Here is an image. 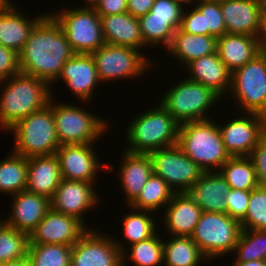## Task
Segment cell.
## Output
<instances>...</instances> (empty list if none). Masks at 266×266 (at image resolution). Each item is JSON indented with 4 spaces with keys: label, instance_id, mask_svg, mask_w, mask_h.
Masks as SVG:
<instances>
[{
    "label": "cell",
    "instance_id": "cell-1",
    "mask_svg": "<svg viewBox=\"0 0 266 266\" xmlns=\"http://www.w3.org/2000/svg\"><path fill=\"white\" fill-rule=\"evenodd\" d=\"M74 54L60 24L47 13L31 30L19 53L20 70L21 73L35 76L52 86L64 63Z\"/></svg>",
    "mask_w": 266,
    "mask_h": 266
},
{
    "label": "cell",
    "instance_id": "cell-19",
    "mask_svg": "<svg viewBox=\"0 0 266 266\" xmlns=\"http://www.w3.org/2000/svg\"><path fill=\"white\" fill-rule=\"evenodd\" d=\"M194 5L190 10L183 8L179 27L182 31L196 35H211L216 38L227 33L220 2L199 0Z\"/></svg>",
    "mask_w": 266,
    "mask_h": 266
},
{
    "label": "cell",
    "instance_id": "cell-53",
    "mask_svg": "<svg viewBox=\"0 0 266 266\" xmlns=\"http://www.w3.org/2000/svg\"><path fill=\"white\" fill-rule=\"evenodd\" d=\"M261 13H266V0H259Z\"/></svg>",
    "mask_w": 266,
    "mask_h": 266
},
{
    "label": "cell",
    "instance_id": "cell-31",
    "mask_svg": "<svg viewBox=\"0 0 266 266\" xmlns=\"http://www.w3.org/2000/svg\"><path fill=\"white\" fill-rule=\"evenodd\" d=\"M170 237L168 242L163 239V265L199 266L200 261L208 260L191 237Z\"/></svg>",
    "mask_w": 266,
    "mask_h": 266
},
{
    "label": "cell",
    "instance_id": "cell-3",
    "mask_svg": "<svg viewBox=\"0 0 266 266\" xmlns=\"http://www.w3.org/2000/svg\"><path fill=\"white\" fill-rule=\"evenodd\" d=\"M157 105L131 121L125 132L129 143L125 151L148 154L177 144L180 124L160 103Z\"/></svg>",
    "mask_w": 266,
    "mask_h": 266
},
{
    "label": "cell",
    "instance_id": "cell-17",
    "mask_svg": "<svg viewBox=\"0 0 266 266\" xmlns=\"http://www.w3.org/2000/svg\"><path fill=\"white\" fill-rule=\"evenodd\" d=\"M93 182L62 179L53 197L50 199L51 208L67 216L80 220L87 228L83 217L85 211L95 208L100 203L98 192ZM84 218V219H83Z\"/></svg>",
    "mask_w": 266,
    "mask_h": 266
},
{
    "label": "cell",
    "instance_id": "cell-33",
    "mask_svg": "<svg viewBox=\"0 0 266 266\" xmlns=\"http://www.w3.org/2000/svg\"><path fill=\"white\" fill-rule=\"evenodd\" d=\"M175 193L164 179L153 173L138 198L127 207L155 213L160 208H165Z\"/></svg>",
    "mask_w": 266,
    "mask_h": 266
},
{
    "label": "cell",
    "instance_id": "cell-30",
    "mask_svg": "<svg viewBox=\"0 0 266 266\" xmlns=\"http://www.w3.org/2000/svg\"><path fill=\"white\" fill-rule=\"evenodd\" d=\"M169 55L186 67L192 61L217 52V38L211 35L189 34L177 28L169 47Z\"/></svg>",
    "mask_w": 266,
    "mask_h": 266
},
{
    "label": "cell",
    "instance_id": "cell-21",
    "mask_svg": "<svg viewBox=\"0 0 266 266\" xmlns=\"http://www.w3.org/2000/svg\"><path fill=\"white\" fill-rule=\"evenodd\" d=\"M8 2L0 5V44L8 49L20 53L28 40L31 30L36 23L45 15L36 18L19 13L20 10Z\"/></svg>",
    "mask_w": 266,
    "mask_h": 266
},
{
    "label": "cell",
    "instance_id": "cell-28",
    "mask_svg": "<svg viewBox=\"0 0 266 266\" xmlns=\"http://www.w3.org/2000/svg\"><path fill=\"white\" fill-rule=\"evenodd\" d=\"M105 43L129 46L140 50L146 44L142 38L139 21L129 12L100 16Z\"/></svg>",
    "mask_w": 266,
    "mask_h": 266
},
{
    "label": "cell",
    "instance_id": "cell-25",
    "mask_svg": "<svg viewBox=\"0 0 266 266\" xmlns=\"http://www.w3.org/2000/svg\"><path fill=\"white\" fill-rule=\"evenodd\" d=\"M185 69L190 72L188 79L212 89L220 97L226 93L228 95L232 72L222 62L217 52L192 61Z\"/></svg>",
    "mask_w": 266,
    "mask_h": 266
},
{
    "label": "cell",
    "instance_id": "cell-42",
    "mask_svg": "<svg viewBox=\"0 0 266 266\" xmlns=\"http://www.w3.org/2000/svg\"><path fill=\"white\" fill-rule=\"evenodd\" d=\"M182 11L183 7L175 0H155L149 14L169 18V24L176 30L180 27Z\"/></svg>",
    "mask_w": 266,
    "mask_h": 266
},
{
    "label": "cell",
    "instance_id": "cell-52",
    "mask_svg": "<svg viewBox=\"0 0 266 266\" xmlns=\"http://www.w3.org/2000/svg\"><path fill=\"white\" fill-rule=\"evenodd\" d=\"M177 3H179L183 8L184 7H186V6H184V5H190V4H193V6H194V2H195V4H196V2L197 1H199V0H175ZM194 1V2H193Z\"/></svg>",
    "mask_w": 266,
    "mask_h": 266
},
{
    "label": "cell",
    "instance_id": "cell-46",
    "mask_svg": "<svg viewBox=\"0 0 266 266\" xmlns=\"http://www.w3.org/2000/svg\"><path fill=\"white\" fill-rule=\"evenodd\" d=\"M100 16L127 12V0H101L95 8Z\"/></svg>",
    "mask_w": 266,
    "mask_h": 266
},
{
    "label": "cell",
    "instance_id": "cell-12",
    "mask_svg": "<svg viewBox=\"0 0 266 266\" xmlns=\"http://www.w3.org/2000/svg\"><path fill=\"white\" fill-rule=\"evenodd\" d=\"M148 154L153 173L164 179L176 193L186 192L204 173L177 144Z\"/></svg>",
    "mask_w": 266,
    "mask_h": 266
},
{
    "label": "cell",
    "instance_id": "cell-23",
    "mask_svg": "<svg viewBox=\"0 0 266 266\" xmlns=\"http://www.w3.org/2000/svg\"><path fill=\"white\" fill-rule=\"evenodd\" d=\"M220 7L228 34L257 36L261 18L259 0H224Z\"/></svg>",
    "mask_w": 266,
    "mask_h": 266
},
{
    "label": "cell",
    "instance_id": "cell-39",
    "mask_svg": "<svg viewBox=\"0 0 266 266\" xmlns=\"http://www.w3.org/2000/svg\"><path fill=\"white\" fill-rule=\"evenodd\" d=\"M234 252V262L265 261L266 230L242 229Z\"/></svg>",
    "mask_w": 266,
    "mask_h": 266
},
{
    "label": "cell",
    "instance_id": "cell-4",
    "mask_svg": "<svg viewBox=\"0 0 266 266\" xmlns=\"http://www.w3.org/2000/svg\"><path fill=\"white\" fill-rule=\"evenodd\" d=\"M177 145L204 172L219 171L231 157L213 119L180 124Z\"/></svg>",
    "mask_w": 266,
    "mask_h": 266
},
{
    "label": "cell",
    "instance_id": "cell-35",
    "mask_svg": "<svg viewBox=\"0 0 266 266\" xmlns=\"http://www.w3.org/2000/svg\"><path fill=\"white\" fill-rule=\"evenodd\" d=\"M130 210L131 213L129 212L121 219L123 237L130 243L129 245L153 237L158 228L154 217H152L155 213L135 208H130Z\"/></svg>",
    "mask_w": 266,
    "mask_h": 266
},
{
    "label": "cell",
    "instance_id": "cell-6",
    "mask_svg": "<svg viewBox=\"0 0 266 266\" xmlns=\"http://www.w3.org/2000/svg\"><path fill=\"white\" fill-rule=\"evenodd\" d=\"M163 95L159 103L179 124L211 119L205 114L221 99L212 89L187 77Z\"/></svg>",
    "mask_w": 266,
    "mask_h": 266
},
{
    "label": "cell",
    "instance_id": "cell-37",
    "mask_svg": "<svg viewBox=\"0 0 266 266\" xmlns=\"http://www.w3.org/2000/svg\"><path fill=\"white\" fill-rule=\"evenodd\" d=\"M29 234L3 222L0 225V265L27 257Z\"/></svg>",
    "mask_w": 266,
    "mask_h": 266
},
{
    "label": "cell",
    "instance_id": "cell-5",
    "mask_svg": "<svg viewBox=\"0 0 266 266\" xmlns=\"http://www.w3.org/2000/svg\"><path fill=\"white\" fill-rule=\"evenodd\" d=\"M8 131L15 137L13 152L25 158L50 156L60 147L52 110L49 103L25 118L19 120Z\"/></svg>",
    "mask_w": 266,
    "mask_h": 266
},
{
    "label": "cell",
    "instance_id": "cell-10",
    "mask_svg": "<svg viewBox=\"0 0 266 266\" xmlns=\"http://www.w3.org/2000/svg\"><path fill=\"white\" fill-rule=\"evenodd\" d=\"M75 53L91 54L105 44L100 15L95 8L74 7L53 14Z\"/></svg>",
    "mask_w": 266,
    "mask_h": 266
},
{
    "label": "cell",
    "instance_id": "cell-49",
    "mask_svg": "<svg viewBox=\"0 0 266 266\" xmlns=\"http://www.w3.org/2000/svg\"><path fill=\"white\" fill-rule=\"evenodd\" d=\"M1 266H31V264L29 258L25 257L8 263L1 264Z\"/></svg>",
    "mask_w": 266,
    "mask_h": 266
},
{
    "label": "cell",
    "instance_id": "cell-51",
    "mask_svg": "<svg viewBox=\"0 0 266 266\" xmlns=\"http://www.w3.org/2000/svg\"><path fill=\"white\" fill-rule=\"evenodd\" d=\"M86 4L83 8H96L101 0H83Z\"/></svg>",
    "mask_w": 266,
    "mask_h": 266
},
{
    "label": "cell",
    "instance_id": "cell-41",
    "mask_svg": "<svg viewBox=\"0 0 266 266\" xmlns=\"http://www.w3.org/2000/svg\"><path fill=\"white\" fill-rule=\"evenodd\" d=\"M240 223L242 229L266 230V188L250 191L248 209Z\"/></svg>",
    "mask_w": 266,
    "mask_h": 266
},
{
    "label": "cell",
    "instance_id": "cell-45",
    "mask_svg": "<svg viewBox=\"0 0 266 266\" xmlns=\"http://www.w3.org/2000/svg\"><path fill=\"white\" fill-rule=\"evenodd\" d=\"M19 73V54L0 44V82Z\"/></svg>",
    "mask_w": 266,
    "mask_h": 266
},
{
    "label": "cell",
    "instance_id": "cell-20",
    "mask_svg": "<svg viewBox=\"0 0 266 266\" xmlns=\"http://www.w3.org/2000/svg\"><path fill=\"white\" fill-rule=\"evenodd\" d=\"M11 197V212L4 222L18 231L30 234L51 208L50 199L26 190Z\"/></svg>",
    "mask_w": 266,
    "mask_h": 266
},
{
    "label": "cell",
    "instance_id": "cell-44",
    "mask_svg": "<svg viewBox=\"0 0 266 266\" xmlns=\"http://www.w3.org/2000/svg\"><path fill=\"white\" fill-rule=\"evenodd\" d=\"M256 171L259 188H266V135L257 143L248 155Z\"/></svg>",
    "mask_w": 266,
    "mask_h": 266
},
{
    "label": "cell",
    "instance_id": "cell-7",
    "mask_svg": "<svg viewBox=\"0 0 266 266\" xmlns=\"http://www.w3.org/2000/svg\"><path fill=\"white\" fill-rule=\"evenodd\" d=\"M54 100V101H53ZM52 110L58 141L61 145L96 143L99 136L105 135L108 122L95 116L81 106L69 103H54Z\"/></svg>",
    "mask_w": 266,
    "mask_h": 266
},
{
    "label": "cell",
    "instance_id": "cell-29",
    "mask_svg": "<svg viewBox=\"0 0 266 266\" xmlns=\"http://www.w3.org/2000/svg\"><path fill=\"white\" fill-rule=\"evenodd\" d=\"M261 52L256 36L226 33L217 38L218 56L231 72L244 66Z\"/></svg>",
    "mask_w": 266,
    "mask_h": 266
},
{
    "label": "cell",
    "instance_id": "cell-18",
    "mask_svg": "<svg viewBox=\"0 0 266 266\" xmlns=\"http://www.w3.org/2000/svg\"><path fill=\"white\" fill-rule=\"evenodd\" d=\"M59 79L81 102L91 99L94 88L101 83L93 56L85 53H75L67 60L55 81Z\"/></svg>",
    "mask_w": 266,
    "mask_h": 266
},
{
    "label": "cell",
    "instance_id": "cell-36",
    "mask_svg": "<svg viewBox=\"0 0 266 266\" xmlns=\"http://www.w3.org/2000/svg\"><path fill=\"white\" fill-rule=\"evenodd\" d=\"M122 252V266L131 261L135 266H160L163 264V241L156 233L153 237L128 246ZM127 250H130L129 253ZM127 259V260H126Z\"/></svg>",
    "mask_w": 266,
    "mask_h": 266
},
{
    "label": "cell",
    "instance_id": "cell-11",
    "mask_svg": "<svg viewBox=\"0 0 266 266\" xmlns=\"http://www.w3.org/2000/svg\"><path fill=\"white\" fill-rule=\"evenodd\" d=\"M91 55L102 83L143 76L153 65L138 49L129 46L105 43Z\"/></svg>",
    "mask_w": 266,
    "mask_h": 266
},
{
    "label": "cell",
    "instance_id": "cell-47",
    "mask_svg": "<svg viewBox=\"0 0 266 266\" xmlns=\"http://www.w3.org/2000/svg\"><path fill=\"white\" fill-rule=\"evenodd\" d=\"M155 0H127V12L133 17H141L150 12Z\"/></svg>",
    "mask_w": 266,
    "mask_h": 266
},
{
    "label": "cell",
    "instance_id": "cell-16",
    "mask_svg": "<svg viewBox=\"0 0 266 266\" xmlns=\"http://www.w3.org/2000/svg\"><path fill=\"white\" fill-rule=\"evenodd\" d=\"M89 229L80 220L50 208L29 234V244L73 246Z\"/></svg>",
    "mask_w": 266,
    "mask_h": 266
},
{
    "label": "cell",
    "instance_id": "cell-24",
    "mask_svg": "<svg viewBox=\"0 0 266 266\" xmlns=\"http://www.w3.org/2000/svg\"><path fill=\"white\" fill-rule=\"evenodd\" d=\"M165 209V230L171 236L191 237L202 214L200 206L183 192L175 193Z\"/></svg>",
    "mask_w": 266,
    "mask_h": 266
},
{
    "label": "cell",
    "instance_id": "cell-26",
    "mask_svg": "<svg viewBox=\"0 0 266 266\" xmlns=\"http://www.w3.org/2000/svg\"><path fill=\"white\" fill-rule=\"evenodd\" d=\"M122 164L118 170L121 189L125 192V200L130 206L140 195L142 188L153 174L149 154L131 153L123 150ZM122 165V166H121Z\"/></svg>",
    "mask_w": 266,
    "mask_h": 266
},
{
    "label": "cell",
    "instance_id": "cell-38",
    "mask_svg": "<svg viewBox=\"0 0 266 266\" xmlns=\"http://www.w3.org/2000/svg\"><path fill=\"white\" fill-rule=\"evenodd\" d=\"M72 246L29 244L27 257L31 266H70Z\"/></svg>",
    "mask_w": 266,
    "mask_h": 266
},
{
    "label": "cell",
    "instance_id": "cell-50",
    "mask_svg": "<svg viewBox=\"0 0 266 266\" xmlns=\"http://www.w3.org/2000/svg\"><path fill=\"white\" fill-rule=\"evenodd\" d=\"M231 266H266L265 261L263 260H255L249 262H232Z\"/></svg>",
    "mask_w": 266,
    "mask_h": 266
},
{
    "label": "cell",
    "instance_id": "cell-43",
    "mask_svg": "<svg viewBox=\"0 0 266 266\" xmlns=\"http://www.w3.org/2000/svg\"><path fill=\"white\" fill-rule=\"evenodd\" d=\"M250 191L230 188L226 196L227 214L237 221L241 222L246 215Z\"/></svg>",
    "mask_w": 266,
    "mask_h": 266
},
{
    "label": "cell",
    "instance_id": "cell-2",
    "mask_svg": "<svg viewBox=\"0 0 266 266\" xmlns=\"http://www.w3.org/2000/svg\"><path fill=\"white\" fill-rule=\"evenodd\" d=\"M52 88L46 81L24 73L0 82V128L9 130L19 120L44 108L54 96Z\"/></svg>",
    "mask_w": 266,
    "mask_h": 266
},
{
    "label": "cell",
    "instance_id": "cell-9",
    "mask_svg": "<svg viewBox=\"0 0 266 266\" xmlns=\"http://www.w3.org/2000/svg\"><path fill=\"white\" fill-rule=\"evenodd\" d=\"M229 93L241 112L266 117V51L232 72Z\"/></svg>",
    "mask_w": 266,
    "mask_h": 266
},
{
    "label": "cell",
    "instance_id": "cell-40",
    "mask_svg": "<svg viewBox=\"0 0 266 266\" xmlns=\"http://www.w3.org/2000/svg\"><path fill=\"white\" fill-rule=\"evenodd\" d=\"M142 38L146 46L162 44L167 49L175 29L169 24V18L152 17L149 13L138 18Z\"/></svg>",
    "mask_w": 266,
    "mask_h": 266
},
{
    "label": "cell",
    "instance_id": "cell-13",
    "mask_svg": "<svg viewBox=\"0 0 266 266\" xmlns=\"http://www.w3.org/2000/svg\"><path fill=\"white\" fill-rule=\"evenodd\" d=\"M112 238L108 233L89 229L72 246L70 266H122L125 244Z\"/></svg>",
    "mask_w": 266,
    "mask_h": 266
},
{
    "label": "cell",
    "instance_id": "cell-15",
    "mask_svg": "<svg viewBox=\"0 0 266 266\" xmlns=\"http://www.w3.org/2000/svg\"><path fill=\"white\" fill-rule=\"evenodd\" d=\"M92 145L93 143L61 145L56 150L62 179L93 182L96 187L97 171L114 170V166H107L98 161Z\"/></svg>",
    "mask_w": 266,
    "mask_h": 266
},
{
    "label": "cell",
    "instance_id": "cell-22",
    "mask_svg": "<svg viewBox=\"0 0 266 266\" xmlns=\"http://www.w3.org/2000/svg\"><path fill=\"white\" fill-rule=\"evenodd\" d=\"M229 184L219 171L204 172L186 193L202 211L227 214Z\"/></svg>",
    "mask_w": 266,
    "mask_h": 266
},
{
    "label": "cell",
    "instance_id": "cell-54",
    "mask_svg": "<svg viewBox=\"0 0 266 266\" xmlns=\"http://www.w3.org/2000/svg\"><path fill=\"white\" fill-rule=\"evenodd\" d=\"M9 0H0V5L8 2Z\"/></svg>",
    "mask_w": 266,
    "mask_h": 266
},
{
    "label": "cell",
    "instance_id": "cell-48",
    "mask_svg": "<svg viewBox=\"0 0 266 266\" xmlns=\"http://www.w3.org/2000/svg\"><path fill=\"white\" fill-rule=\"evenodd\" d=\"M256 37L262 51H266V13H261L260 28Z\"/></svg>",
    "mask_w": 266,
    "mask_h": 266
},
{
    "label": "cell",
    "instance_id": "cell-32",
    "mask_svg": "<svg viewBox=\"0 0 266 266\" xmlns=\"http://www.w3.org/2000/svg\"><path fill=\"white\" fill-rule=\"evenodd\" d=\"M11 153L0 161V193L13 196L26 190L28 159L13 151Z\"/></svg>",
    "mask_w": 266,
    "mask_h": 266
},
{
    "label": "cell",
    "instance_id": "cell-14",
    "mask_svg": "<svg viewBox=\"0 0 266 266\" xmlns=\"http://www.w3.org/2000/svg\"><path fill=\"white\" fill-rule=\"evenodd\" d=\"M246 114L233 118L224 126L218 123L225 149L231 157L248 156L266 135V117L256 113Z\"/></svg>",
    "mask_w": 266,
    "mask_h": 266
},
{
    "label": "cell",
    "instance_id": "cell-8",
    "mask_svg": "<svg viewBox=\"0 0 266 266\" xmlns=\"http://www.w3.org/2000/svg\"><path fill=\"white\" fill-rule=\"evenodd\" d=\"M241 232V223L228 214L202 211L191 238L210 261L233 253Z\"/></svg>",
    "mask_w": 266,
    "mask_h": 266
},
{
    "label": "cell",
    "instance_id": "cell-27",
    "mask_svg": "<svg viewBox=\"0 0 266 266\" xmlns=\"http://www.w3.org/2000/svg\"><path fill=\"white\" fill-rule=\"evenodd\" d=\"M62 180L57 156L28 158L26 191L51 199Z\"/></svg>",
    "mask_w": 266,
    "mask_h": 266
},
{
    "label": "cell",
    "instance_id": "cell-34",
    "mask_svg": "<svg viewBox=\"0 0 266 266\" xmlns=\"http://www.w3.org/2000/svg\"><path fill=\"white\" fill-rule=\"evenodd\" d=\"M219 173L232 189L251 191L258 187L256 171L248 156L230 157Z\"/></svg>",
    "mask_w": 266,
    "mask_h": 266
}]
</instances>
